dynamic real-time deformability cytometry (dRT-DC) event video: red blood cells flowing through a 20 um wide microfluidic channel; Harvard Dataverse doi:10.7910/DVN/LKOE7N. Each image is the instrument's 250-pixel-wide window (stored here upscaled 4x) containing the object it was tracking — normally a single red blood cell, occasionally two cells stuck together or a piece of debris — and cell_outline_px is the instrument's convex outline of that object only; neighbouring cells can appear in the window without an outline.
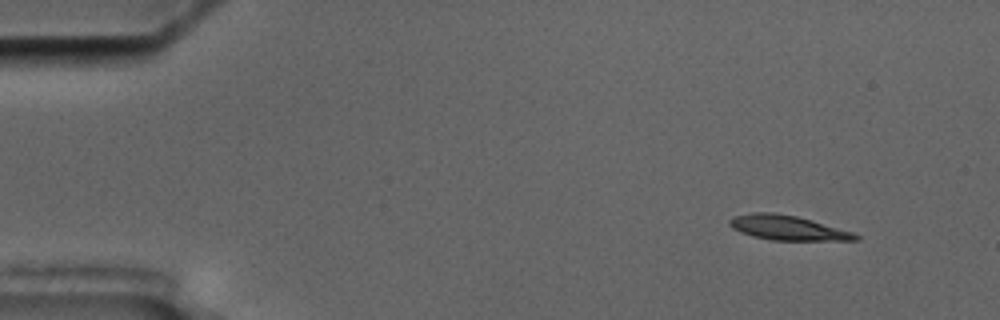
{"species": "common noctule bat (a hibernating species)", "species_latin": "Nyctalus noctula", "temperature_condition": "cold", "stored_images_in_passage": 4, "camera_frame_rate_fps": 3000, "um_per_image_px": 0.085, "animal": {"sex": "male", "body_mass_g": 17.5, "forearm_length_mm": 52.3}, "frame": {"image": 1, "passage_image": 1, "time_ms": 0.0, "image_size_px": [1000, 320], "cell_outline_px": [[860, 240], [772, 240], [752, 236], [740, 232], [732, 228], [728, 224], [728, 220], [732, 216], [752, 212], [776, 212], [796, 216], [812, 220], [852, 232], [860, 236]], "centroid_in_image_um": [66.89, 19.35], "position_along_channel_um": 18.1, "area_um2": 18.15}}
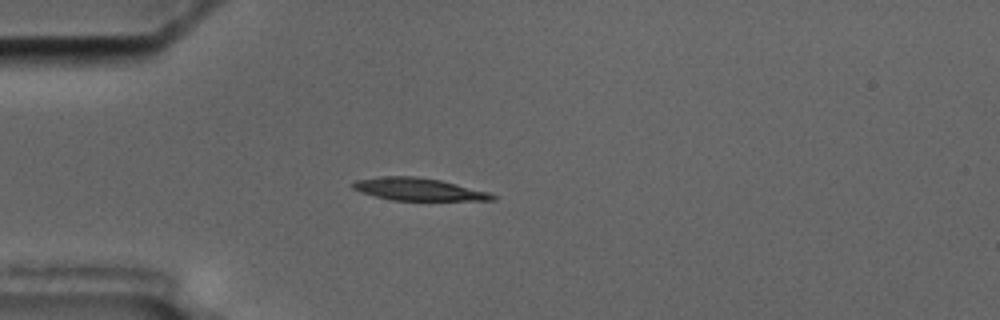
{"frame": {"image": 2, "passage_image": 4, "time_ms": 3.333, "image_size_px": [1000, 320], "cell_outline_px": [[496, 200], [392, 200], [376, 196], [352, 188], [352, 184], [356, 180], [384, 176], [412, 176], [440, 180], [488, 192], [496, 196]], "centroid_in_image_um": [35.58, 16.09], "position_along_channel_um": 49.4, "area_um2": 17.86}}